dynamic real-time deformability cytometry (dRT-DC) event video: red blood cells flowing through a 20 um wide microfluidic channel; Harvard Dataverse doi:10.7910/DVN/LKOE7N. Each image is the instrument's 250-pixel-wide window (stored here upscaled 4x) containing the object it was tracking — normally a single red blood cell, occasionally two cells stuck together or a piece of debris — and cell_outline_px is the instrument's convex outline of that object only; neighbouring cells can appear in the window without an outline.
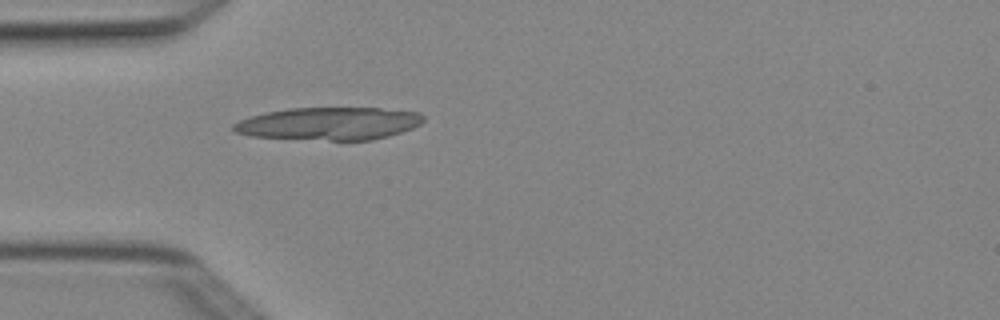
{"species": "Egyptian fruit bat (a non-hibernating species)", "species_latin": "Rousettus aegyptiacus", "temperature_condition": "cold", "stored_images_in_passage": 2, "camera_frame_rate_fps": 3000, "um_per_image_px": 0.085, "animal": {"sex": "female"}, "frame": {"image": 1, "passage_image": 2, "time_ms": 0.333, "image_size_px": [1000, 320], "cell_outline_px": [[424, 120], [420, 124], [412, 128], [388, 136], [372, 140], [332, 140], [252, 136], [236, 132], [232, 128], [232, 124], [240, 120], [264, 112], [288, 108], [380, 108], [420, 112], [424, 116]], "centroid_in_image_um": [27.99, 10.49], "position_along_channel_um": 57.0, "area_um2": 36.01}}